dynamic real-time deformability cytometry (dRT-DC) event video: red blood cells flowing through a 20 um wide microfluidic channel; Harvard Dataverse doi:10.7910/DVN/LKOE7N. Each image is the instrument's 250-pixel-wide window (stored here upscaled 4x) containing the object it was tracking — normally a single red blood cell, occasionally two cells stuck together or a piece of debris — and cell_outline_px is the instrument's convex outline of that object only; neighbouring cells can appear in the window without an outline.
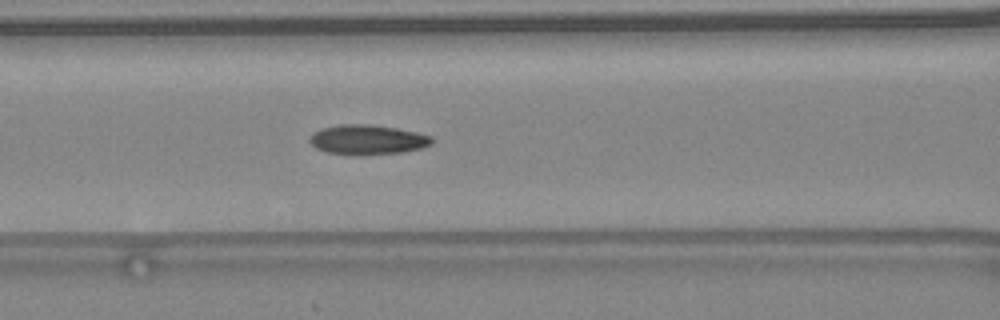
{"species": "common noctule bat (a hibernating species)", "species_latin": "Nyctalus noctula", "temperature_condition": "warm", "stored_images_in_passage": 30, "camera_frame_rate_fps": 3000, "um_per_image_px": 0.085, "animal": {"sex": "female", "body_mass_g": 24.6, "forearm_length_mm": 56.2}, "frame": {"image": 1, "passage_image": 7, "time_ms": 2.0, "image_size_px": [1000, 320], "cell_outline_px": [[432, 144], [420, 148], [400, 152], [328, 152], [316, 148], [308, 140], [308, 136], [312, 132], [320, 128], [340, 124], [368, 124], [396, 128], [416, 132], [432, 136]], "centroid_in_image_um": [31.2, 11.81], "position_along_channel_um": 135.4, "area_um2": 20.29}, "authors_computed_cell_mechanics": {"area_um2": 20.3456, "velocity_mm_per_s": 4.5696, "shape_relaxation_time_tau1_ms": null, "shape_relaxation_time_tau2_ms": 2.4227, "deformation_change_tau1": null, "deformation_change_tau2": 0.0952}}